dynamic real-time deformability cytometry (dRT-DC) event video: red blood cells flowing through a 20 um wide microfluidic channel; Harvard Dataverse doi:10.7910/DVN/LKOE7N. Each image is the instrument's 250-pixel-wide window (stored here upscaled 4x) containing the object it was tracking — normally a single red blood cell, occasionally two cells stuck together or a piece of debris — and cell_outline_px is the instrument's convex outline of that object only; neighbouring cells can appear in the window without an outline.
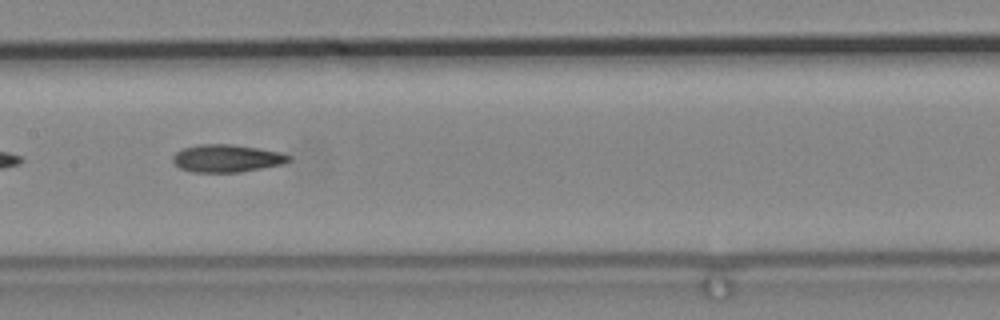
{"species": "common noctule bat (a hibernating species)", "species_latin": "Nyctalus noctula", "temperature_condition": "cold", "stored_images_in_passage": 13, "camera_frame_rate_fps": 3000, "um_per_image_px": 0.085, "animal": {"sex": "male", "body_mass_g": 19.2, "forearm_length_mm": 51.8}, "frame": {"image": 1, "passage_image": 10, "time_ms": 3.0, "image_size_px": [1000, 320], "cell_outline_px": [[292, 160], [284, 164], [240, 172], [192, 172], [180, 168], [172, 160], [172, 156], [176, 152], [184, 148], [200, 144], [232, 144], [260, 148], [280, 152], [292, 156]], "centroid_in_image_um": [19.32, 13.45], "position_along_channel_um": 188.1, "area_um2": 18.79}}
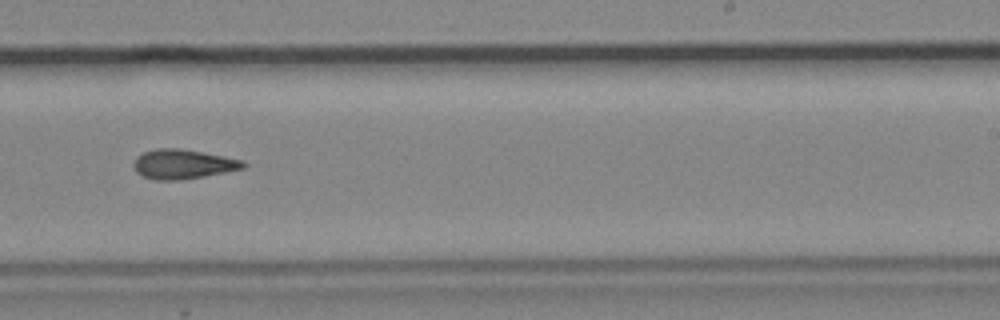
{"frame": {"image": 2, "passage_image": 12, "time_ms": 3.667, "image_size_px": [1000, 320], "cell_outline_px": [[248, 164], [244, 168], [204, 176], [180, 180], [156, 180], [144, 176], [136, 172], [132, 164], [136, 156], [144, 152], [156, 148], [180, 148], [244, 160]], "centroid_in_image_um": [15.54, 13.95], "position_along_channel_um": 273.5, "area_um2": 18.84}}
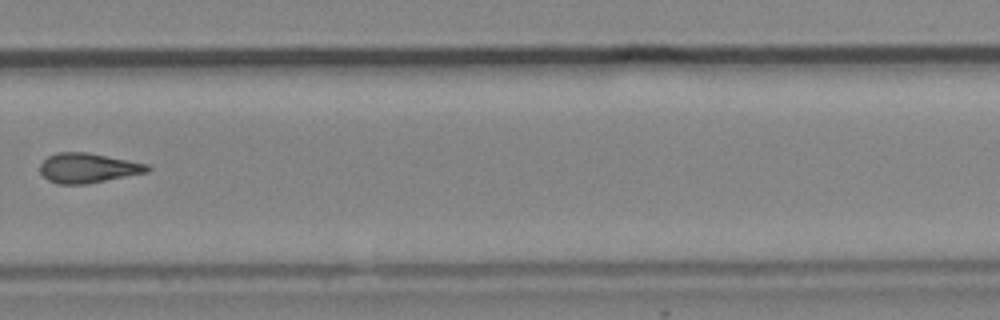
{"frame": {"image": 3, "passage_image": 13, "time_ms": 4.0, "image_size_px": [1000, 320], "cell_outline_px": [[152, 168], [148, 172], [88, 184], [56, 184], [48, 180], [40, 172], [40, 164], [48, 156], [56, 152], [88, 152], [148, 164]], "centroid_in_image_um": [7.47, 14.28], "position_along_channel_um": 322.3, "area_um2": 18.73}}